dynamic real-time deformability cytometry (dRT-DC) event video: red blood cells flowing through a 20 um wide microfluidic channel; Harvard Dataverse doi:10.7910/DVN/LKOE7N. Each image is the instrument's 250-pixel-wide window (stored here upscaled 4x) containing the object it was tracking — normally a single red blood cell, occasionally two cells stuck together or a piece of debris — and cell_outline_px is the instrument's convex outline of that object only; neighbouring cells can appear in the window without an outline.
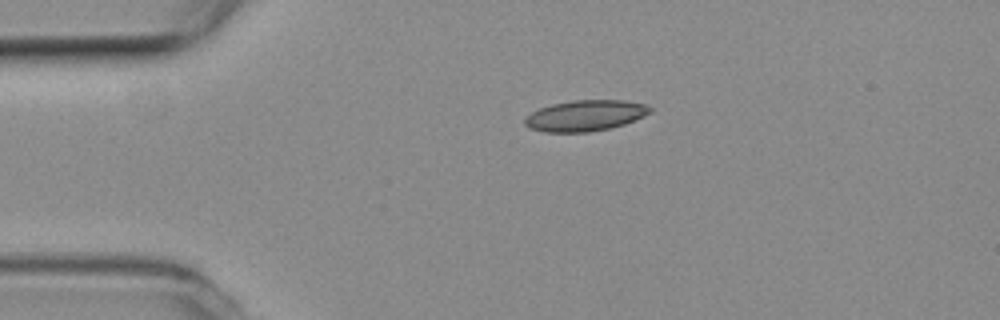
{"species": "common noctule bat (a hibernating species)", "species_latin": "Nyctalus noctula", "temperature_condition": "room temperature", "stored_images_in_passage": 33, "camera_frame_rate_fps": 3000, "um_per_image_px": 0.085, "animal": {"sex": "female", "body_mass_g": 19.3, "forearm_length_mm": 54.1}, "frame": {"image": 1, "passage_image": 1, "time_ms": 0.0, "image_size_px": [1000, 320], "cell_outline_px": [[652, 112], [644, 116], [624, 124], [608, 128], [588, 132], [544, 132], [532, 128], [524, 124], [524, 120], [532, 112], [540, 108], [552, 104], [576, 100], [624, 100], [644, 104], [652, 108]], "centroid_in_image_um": [49.77, 9.82], "position_along_channel_um": 35.2, "area_um2": 22.31}}
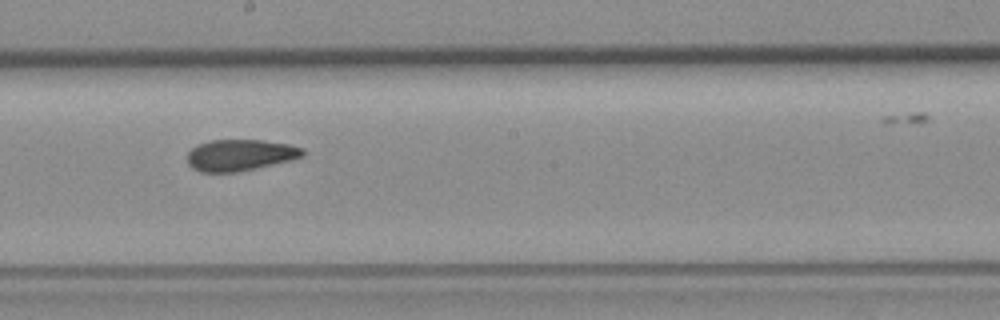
{"frame": {"image": 2, "passage_image": 19, "time_ms": 6.0, "image_size_px": [1000, 320], "cell_outline_px": [[304, 156], [256, 168], [236, 172], [200, 172], [192, 168], [188, 164], [188, 152], [196, 144], [212, 140], [260, 140], [288, 144], [304, 148]], "centroid_in_image_um": [20.37, 13.18], "position_along_channel_um": 227.8, "area_um2": 20.98}}
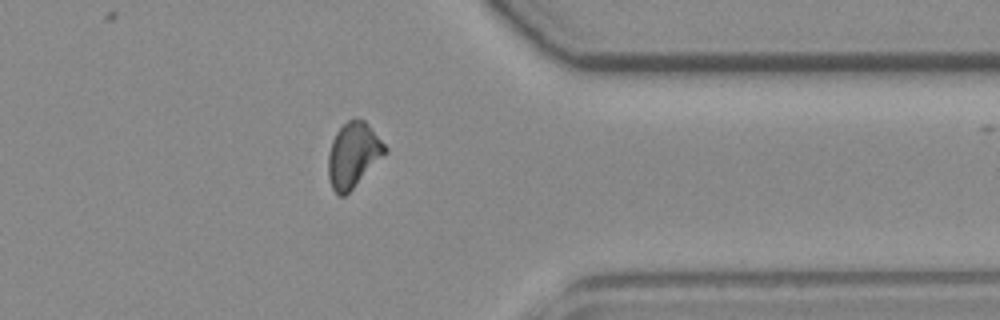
{"frame": {"image": 3, "passage_image": 32, "time_ms": 10.333, "image_size_px": [1000, 320], "cell_outline_px": [[388, 152], [344, 196], [340, 196], [332, 188], [328, 176], [328, 156], [332, 140], [336, 132], [348, 120], [364, 120], [368, 124], [388, 148]], "centroid_in_image_um": [30.03, 13.17], "position_along_channel_um": 381.4, "area_um2": 21.15}}